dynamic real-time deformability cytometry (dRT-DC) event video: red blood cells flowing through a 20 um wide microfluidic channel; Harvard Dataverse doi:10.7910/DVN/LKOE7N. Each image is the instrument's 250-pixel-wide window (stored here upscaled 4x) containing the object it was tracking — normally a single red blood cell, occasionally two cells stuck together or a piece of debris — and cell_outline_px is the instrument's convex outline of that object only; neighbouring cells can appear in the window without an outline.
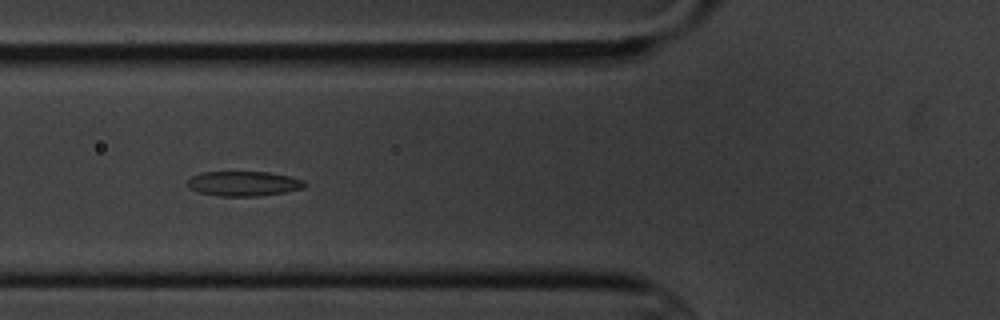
{"species": "common noctule bat (a hibernating species)", "species_latin": "Nyctalus noctula", "temperature_condition": "cold", "stored_images_in_passage": 8, "camera_frame_rate_fps": 3000, "um_per_image_px": 0.085, "animal": {"sex": "male", "body_mass_g": 20.1, "forearm_length_mm": 53.5}, "frame": {"image": 1, "passage_image": 8, "time_ms": 8.0, "image_size_px": [1000, 320], "cell_outline_px": [[308, 184], [304, 188], [284, 192], [260, 196], [220, 196], [200, 192], [188, 188], [188, 180], [192, 176], [204, 172], [268, 172], [288, 176], [304, 180]], "centroid_in_image_um": [20.74, 15.61], "position_along_channel_um": 105.1, "area_um2": 16.88}}